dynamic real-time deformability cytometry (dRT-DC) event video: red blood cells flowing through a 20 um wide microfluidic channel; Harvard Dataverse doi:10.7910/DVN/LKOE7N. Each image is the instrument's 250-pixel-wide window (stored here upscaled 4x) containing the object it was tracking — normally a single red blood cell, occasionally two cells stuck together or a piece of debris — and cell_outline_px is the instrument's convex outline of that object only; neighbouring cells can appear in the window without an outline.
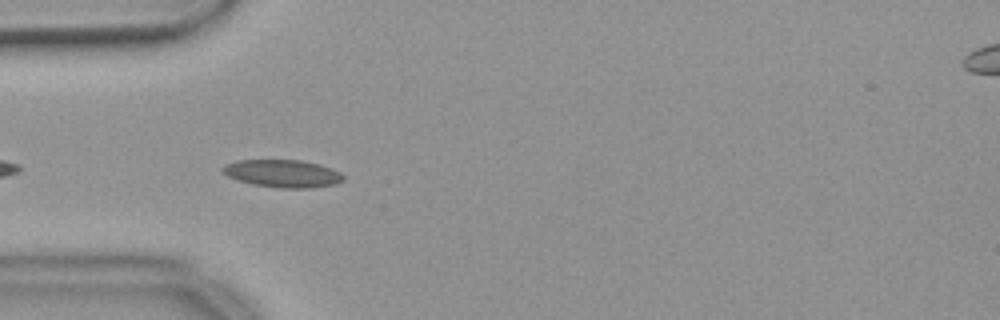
{"species": "common noctule bat (a hibernating species)", "species_latin": "Nyctalus noctula", "temperature_condition": "warm", "stored_images_in_passage": 38, "camera_frame_rate_fps": 3000, "um_per_image_px": 0.085, "animal": {"sex": "female", "body_mass_g": 18.4}, "frame": {"image": 1, "passage_image": 1, "time_ms": 0.0, "image_size_px": [1000, 320], "cell_outline_px": [[344, 180], [336, 184], [312, 188], [280, 188], [252, 184], [228, 176], [220, 172], [220, 168], [224, 164], [236, 160], [300, 160], [320, 164], [332, 168], [340, 172], [344, 176]], "centroid_in_image_um": [24.02, 14.74], "position_along_channel_um": 61.0, "area_um2": 19.65}}
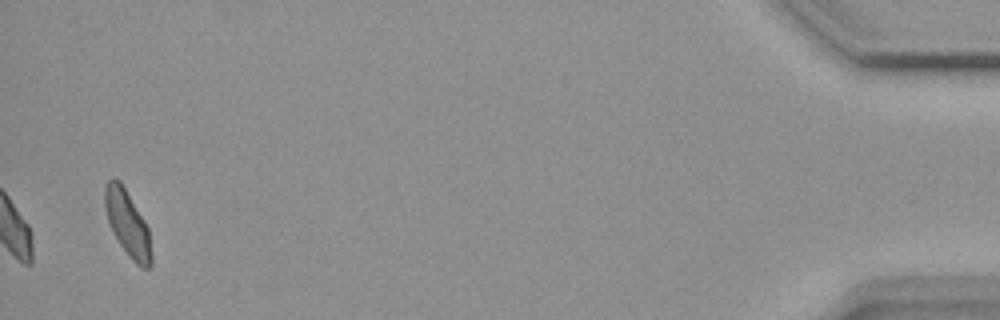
{"frame": {"image": 2, "passage_image": 38, "time_ms": 12.333, "image_size_px": [1000, 320], "cell_outline_px": [[152, 268], [140, 268], [132, 260], [120, 244], [112, 232], [104, 208], [104, 188], [108, 180], [112, 176], [120, 180], [144, 220], [148, 228], [152, 256]], "centroid_in_image_um": [10.83, 19.0], "position_along_channel_um": 424.4, "area_um2": 17.92}, "authors_computed_cell_mechanics": {"area_um2": 15.4037, "velocity_mm_per_s": 3.6652, "shape_relaxation_time_tau1_ms": 3.9828, "shape_relaxation_time_tau2_ms": 1.7181, "deformation_change_tau1": 0.1043, "deformation_change_tau2": 0.0765}}